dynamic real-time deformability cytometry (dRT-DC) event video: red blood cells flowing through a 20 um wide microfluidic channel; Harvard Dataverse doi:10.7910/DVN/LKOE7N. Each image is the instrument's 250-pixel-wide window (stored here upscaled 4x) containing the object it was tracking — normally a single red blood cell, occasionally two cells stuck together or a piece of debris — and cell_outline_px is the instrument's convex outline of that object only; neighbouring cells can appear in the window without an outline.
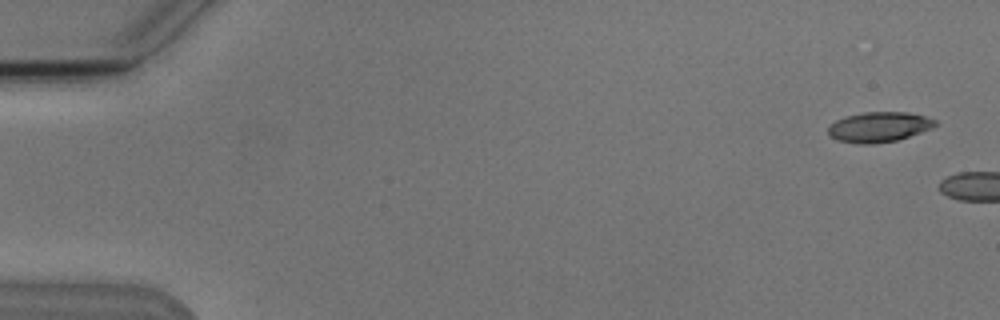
{"species": "Egyptian fruit bat (a non-hibernating species)", "species_latin": "Rousettus aegyptiacus", "temperature_condition": "cold", "stored_images_in_passage": 10, "camera_frame_rate_fps": 3000, "um_per_image_px": 0.085, "animal": {"sex": "male"}, "frame": {"image": 1, "passage_image": 1, "time_ms": 0.0, "image_size_px": [1000, 320], "cell_outline_px": [[940, 124], [932, 128], [896, 140], [872, 144], [860, 144], [836, 140], [828, 132], [828, 128], [836, 120], [848, 116], [864, 112], [908, 112], [924, 116], [936, 120]], "centroid_in_image_um": [74.74, 10.79], "position_along_channel_um": 10.3, "area_um2": 18.61}}
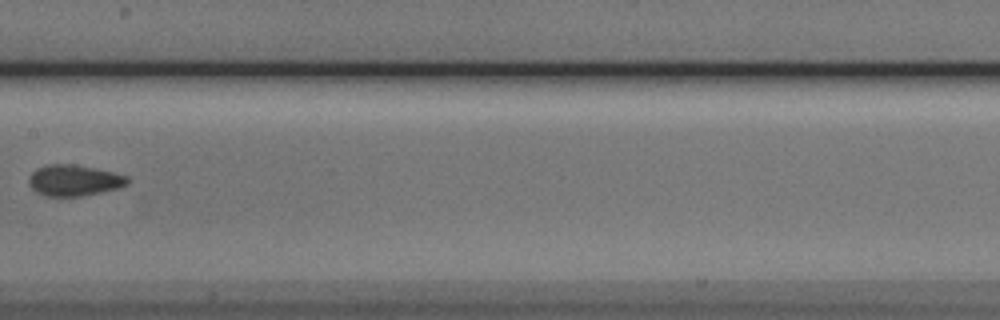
{"frame": {"image": 2, "passage_image": 9, "time_ms": 10.333, "image_size_px": [1000, 320], "cell_outline_px": [[128, 184], [120, 188], [80, 196], [44, 196], [36, 192], [28, 184], [28, 180], [32, 172], [36, 168], [48, 164], [72, 164], [112, 172], [128, 176]], "centroid_in_image_um": [6.27, 15.34], "position_along_channel_um": 201.1, "area_um2": 17.8}}
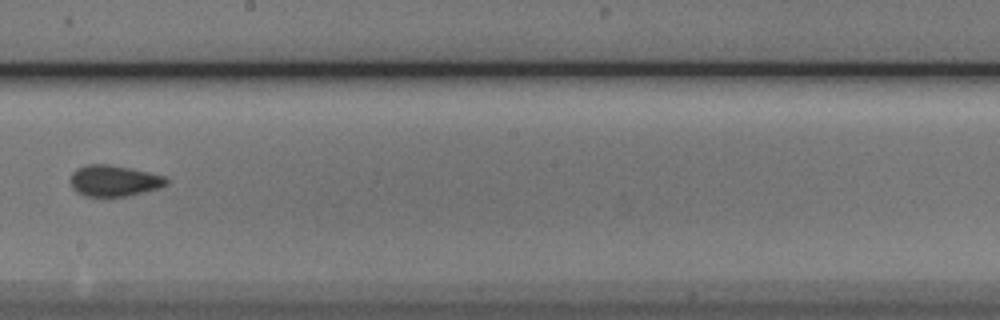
{"frame": {"image": 3, "passage_image": 10, "time_ms": 11.333, "image_size_px": [1000, 320], "cell_outline_px": [[168, 184], [160, 188], [128, 196], [84, 196], [76, 192], [72, 188], [72, 172], [76, 168], [88, 164], [108, 164], [148, 172], [164, 176], [168, 180]], "centroid_in_image_um": [9.7, 15.37], "position_along_channel_um": 238.5, "area_um2": 17.34}}